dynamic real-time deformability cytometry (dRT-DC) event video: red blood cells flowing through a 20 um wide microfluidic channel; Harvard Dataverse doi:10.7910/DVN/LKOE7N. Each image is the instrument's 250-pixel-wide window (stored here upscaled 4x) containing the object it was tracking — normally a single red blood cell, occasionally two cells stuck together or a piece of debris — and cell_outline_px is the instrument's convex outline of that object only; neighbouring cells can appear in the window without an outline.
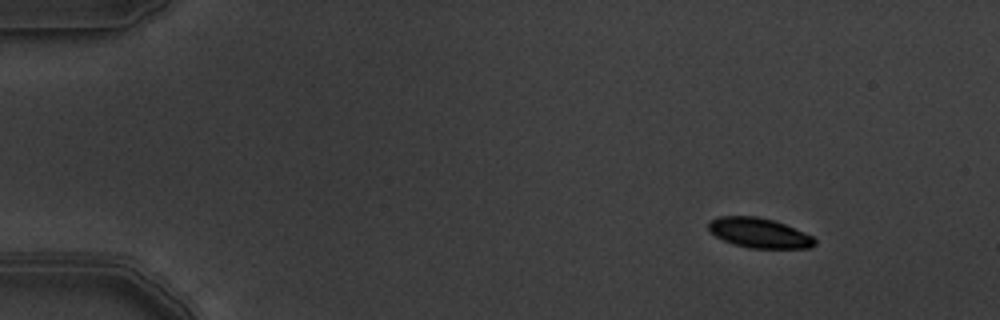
{"species": "common noctule bat (a hibernating species)", "species_latin": "Nyctalus noctula", "temperature_condition": "warm", "stored_images_in_passage": 5, "camera_frame_rate_fps": 3000, "um_per_image_px": 0.085, "animal": {"sex": "male", "body_mass_g": 19.5, "forearm_length_mm": 54.6}, "frame": {"image": 1, "passage_image": 1, "time_ms": 0.0, "image_size_px": [1000, 320], "cell_outline_px": [[816, 244], [808, 248], [752, 248], [736, 244], [724, 240], [716, 236], [708, 228], [708, 224], [712, 220], [720, 216], [756, 216], [772, 220], [784, 224], [804, 232], [812, 236], [816, 240]], "centroid_in_image_um": [64.55, 19.8], "position_along_channel_um": 20.4, "area_um2": 18.15}}
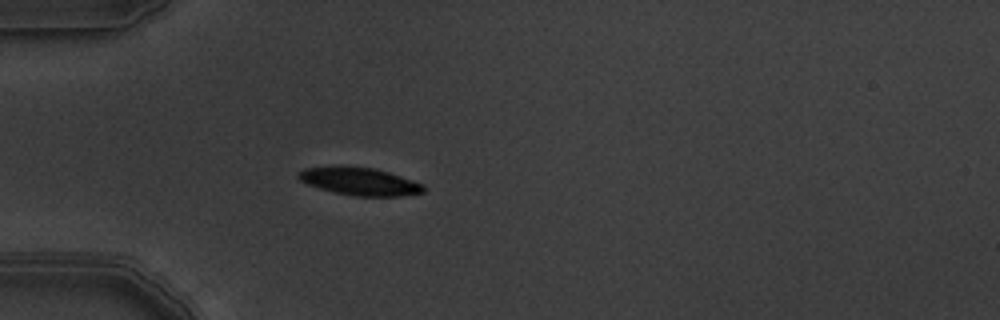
{"frame": {"image": 2, "passage_image": 4, "time_ms": 1.0, "image_size_px": [1000, 320], "cell_outline_px": [[424, 192], [400, 196], [356, 196], [336, 192], [320, 188], [308, 184], [300, 180], [296, 176], [304, 168], [336, 164], [340, 164], [372, 168], [388, 172], [424, 184]], "centroid_in_image_um": [30.53, 15.39], "position_along_channel_um": 54.5, "area_um2": 20.35}}